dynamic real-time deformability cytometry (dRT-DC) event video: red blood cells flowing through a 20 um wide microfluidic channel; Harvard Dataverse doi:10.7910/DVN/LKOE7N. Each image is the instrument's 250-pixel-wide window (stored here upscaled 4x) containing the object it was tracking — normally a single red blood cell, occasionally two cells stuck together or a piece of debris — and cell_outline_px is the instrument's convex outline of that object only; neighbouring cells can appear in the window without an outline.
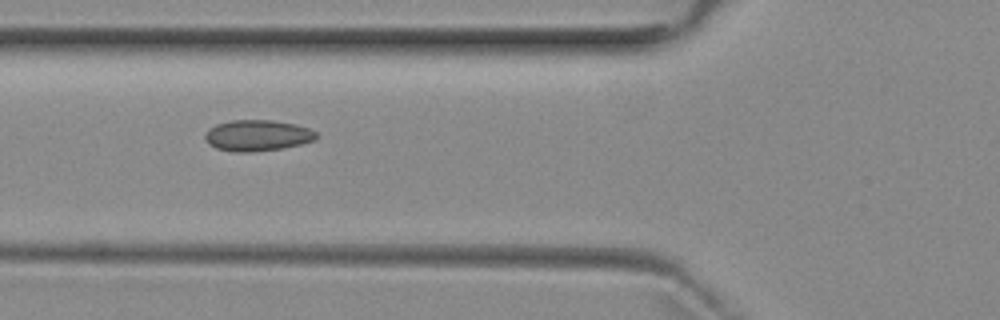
{"species": "common noctule bat (a hibernating species)", "species_latin": "Nyctalus noctula", "temperature_condition": "room temperature", "stored_images_in_passage": 5, "camera_frame_rate_fps": 3000, "um_per_image_px": 0.085, "animal": {"sex": "female", "body_mass_g": 29.2, "forearm_length_mm": 56.3}, "frame": {"image": 1, "passage_image": 3, "time_ms": 3.0, "image_size_px": [1000, 320], "cell_outline_px": [[316, 140], [300, 144], [280, 148], [248, 152], [236, 152], [216, 148], [208, 144], [204, 136], [208, 128], [216, 124], [232, 120], [272, 120], [296, 124], [308, 128], [316, 132]], "centroid_in_image_um": [21.85, 11.5], "position_along_channel_um": 103.9, "area_um2": 20.06}}
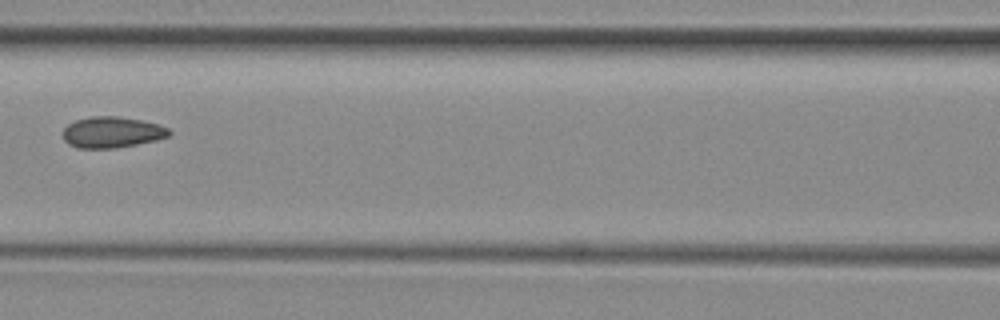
{"frame": {"image": 2, "passage_image": 4, "time_ms": 4.333, "image_size_px": [1000, 320], "cell_outline_px": [[172, 132], [168, 136], [156, 140], [136, 144], [112, 148], [80, 148], [68, 144], [64, 140], [60, 132], [68, 124], [76, 120], [92, 116], [116, 116], [140, 120], [156, 124], [168, 128]], "centroid_in_image_um": [9.47, 11.24], "position_along_channel_um": 157.1, "area_um2": 19.13}}
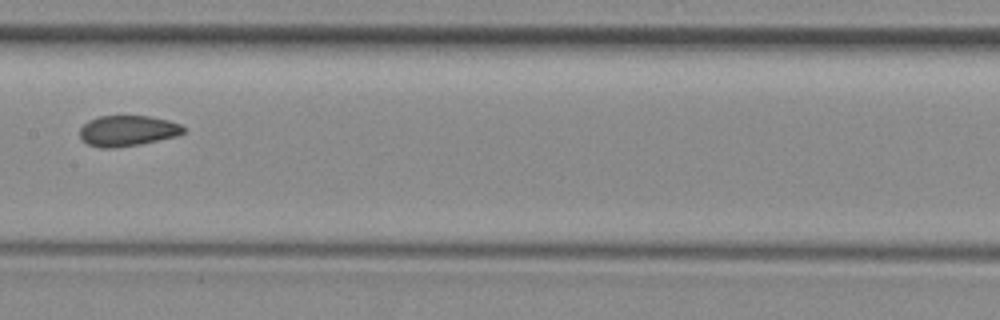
{"frame": {"image": 3, "passage_image": 5, "time_ms": 5.333, "image_size_px": [1000, 320], "cell_outline_px": [[184, 132], [176, 136], [140, 144], [112, 148], [100, 148], [88, 144], [80, 136], [80, 128], [88, 120], [100, 116], [148, 116], [168, 120], [180, 124], [184, 128]], "centroid_in_image_um": [10.83, 11.11], "position_along_channel_um": 196.6, "area_um2": 18.38}}